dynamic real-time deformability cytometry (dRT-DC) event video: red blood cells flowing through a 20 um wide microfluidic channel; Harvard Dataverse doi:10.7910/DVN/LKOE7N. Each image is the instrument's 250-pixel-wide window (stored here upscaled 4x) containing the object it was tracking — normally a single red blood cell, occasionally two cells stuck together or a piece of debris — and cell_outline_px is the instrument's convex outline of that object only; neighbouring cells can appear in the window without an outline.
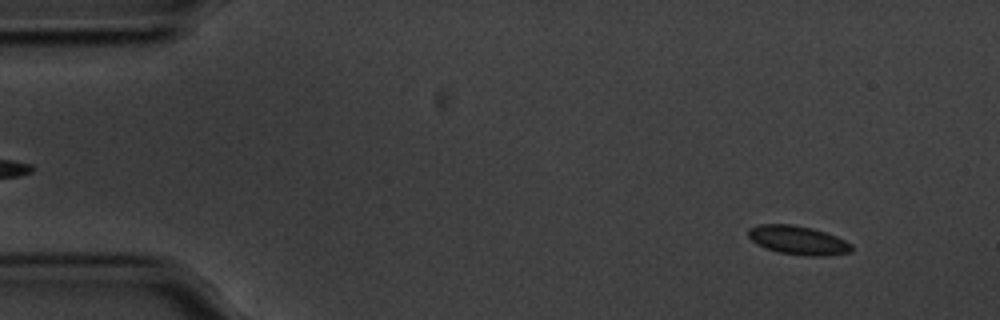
{"species": "common noctule bat (a hibernating species)", "species_latin": "Nyctalus noctula", "temperature_condition": "cold", "stored_images_in_passage": 14, "camera_frame_rate_fps": 3000, "um_per_image_px": 0.085, "animal": {"sex": "male", "body_mass_g": 20.1, "forearm_length_mm": 53.5}, "frame": {"image": 1, "passage_image": 5, "time_ms": 1.333, "image_size_px": [1000, 320], "cell_outline_px": [[848, 248], [836, 252], [788, 252], [772, 248], [756, 240], [752, 236], [752, 232], [760, 228], [800, 228], [816, 232], [828, 236], [844, 244]], "centroid_in_image_um": [67.77, 20.43], "position_along_channel_um": 17.2, "area_um2": 12.14}}